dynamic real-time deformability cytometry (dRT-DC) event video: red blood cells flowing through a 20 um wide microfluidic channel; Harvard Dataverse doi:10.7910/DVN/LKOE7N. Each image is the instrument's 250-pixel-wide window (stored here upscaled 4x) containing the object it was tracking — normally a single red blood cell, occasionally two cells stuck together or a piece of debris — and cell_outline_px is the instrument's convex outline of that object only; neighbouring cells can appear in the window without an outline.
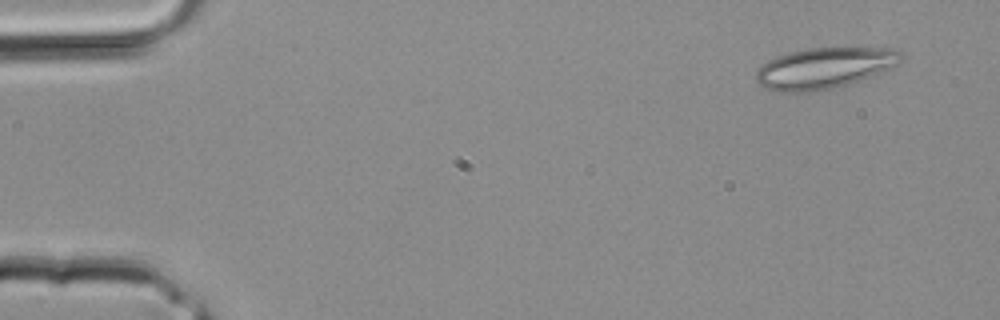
{"species": "common noctule bat (a hibernating species)", "species_latin": "Nyctalus noctula", "temperature_condition": "room temperature", "stored_images_in_passage": 3, "camera_frame_rate_fps": 3000, "um_per_image_px": 0.085, "animal": {"sex": "male", "body_mass_g": 20.4}, "frame": {"image": 1, "passage_image": 1, "time_ms": 0.0, "image_size_px": [1000, 320], "cell_outline_px": [[904, 56], [900, 64], [880, 72], [832, 88], [812, 92], [784, 92], [764, 88], [756, 84], [756, 72], [768, 60], [776, 56], [788, 52], [808, 48], [896, 48]], "centroid_in_image_um": [70.05, 5.77], "position_along_channel_um": 15.0, "area_um2": 34.39}}